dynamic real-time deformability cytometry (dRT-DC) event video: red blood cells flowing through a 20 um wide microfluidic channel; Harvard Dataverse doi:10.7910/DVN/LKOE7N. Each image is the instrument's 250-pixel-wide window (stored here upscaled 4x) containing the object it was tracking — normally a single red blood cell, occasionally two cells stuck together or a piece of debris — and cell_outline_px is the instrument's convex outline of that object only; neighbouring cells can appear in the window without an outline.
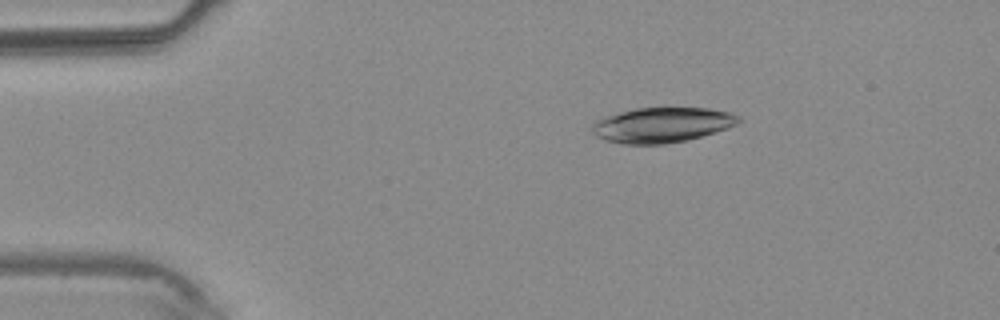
{"species": "common noctule bat (a hibernating species)", "species_latin": "Nyctalus noctula", "temperature_condition": "warm", "stored_images_in_passage": 3, "camera_frame_rate_fps": 3000, "um_per_image_px": 0.085, "animal": {"sex": "male", "body_mass_g": 20.4}, "frame": {"image": 1, "passage_image": 2, "time_ms": 1.333, "image_size_px": [1000, 320], "cell_outline_px": [[740, 120], [736, 124], [728, 128], [688, 140], [664, 144], [624, 144], [608, 140], [596, 136], [592, 132], [592, 124], [596, 120], [604, 116], [636, 108], [708, 108], [732, 112], [740, 116]], "centroid_in_image_um": [56.28, 10.61], "position_along_channel_um": 28.7, "area_um2": 29.94}}